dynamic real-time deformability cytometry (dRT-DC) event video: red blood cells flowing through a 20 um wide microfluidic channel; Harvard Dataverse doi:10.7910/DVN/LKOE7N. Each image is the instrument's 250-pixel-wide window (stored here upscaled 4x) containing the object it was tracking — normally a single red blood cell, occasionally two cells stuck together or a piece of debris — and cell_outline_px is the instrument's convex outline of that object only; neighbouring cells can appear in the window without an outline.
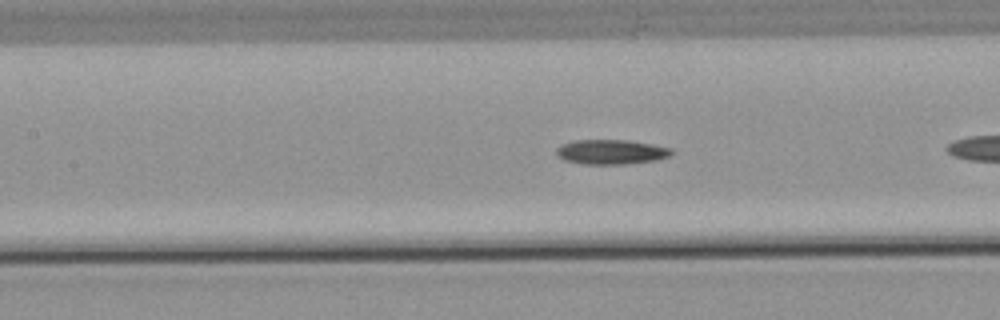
{"species": "common noctule bat (a hibernating species)", "species_latin": "Nyctalus noctula", "temperature_condition": "warm", "stored_images_in_passage": 25, "camera_frame_rate_fps": 3000, "um_per_image_px": 0.085, "animal": {"sex": "male", "body_mass_g": 21.5, "forearm_length_mm": 52.0}, "frame": {"image": 1, "passage_image": 8, "time_ms": 2.333, "image_size_px": [1000, 320], "cell_outline_px": [[672, 152], [668, 156], [656, 160], [628, 164], [584, 164], [564, 160], [556, 156], [556, 148], [572, 140], [628, 140], [652, 144], [672, 148]], "centroid_in_image_um": [51.92, 12.91], "position_along_channel_um": 155.5, "area_um2": 16.59}}
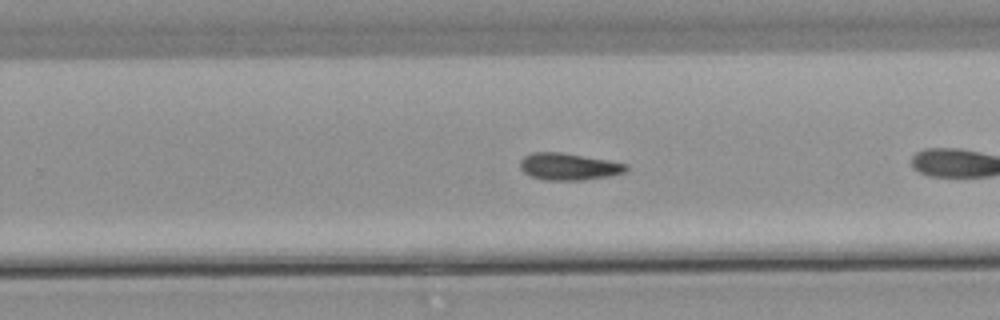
{"frame": {"image": 2, "passage_image": 18, "time_ms": 5.667, "image_size_px": [1000, 320], "cell_outline_px": [[628, 172], [608, 176], [580, 180], [544, 180], [532, 176], [524, 172], [520, 168], [520, 160], [524, 156], [532, 152], [560, 152], [608, 160], [628, 164]], "centroid_in_image_um": [48.35, 14.16], "position_along_channel_um": 281.5, "area_um2": 16.65}}